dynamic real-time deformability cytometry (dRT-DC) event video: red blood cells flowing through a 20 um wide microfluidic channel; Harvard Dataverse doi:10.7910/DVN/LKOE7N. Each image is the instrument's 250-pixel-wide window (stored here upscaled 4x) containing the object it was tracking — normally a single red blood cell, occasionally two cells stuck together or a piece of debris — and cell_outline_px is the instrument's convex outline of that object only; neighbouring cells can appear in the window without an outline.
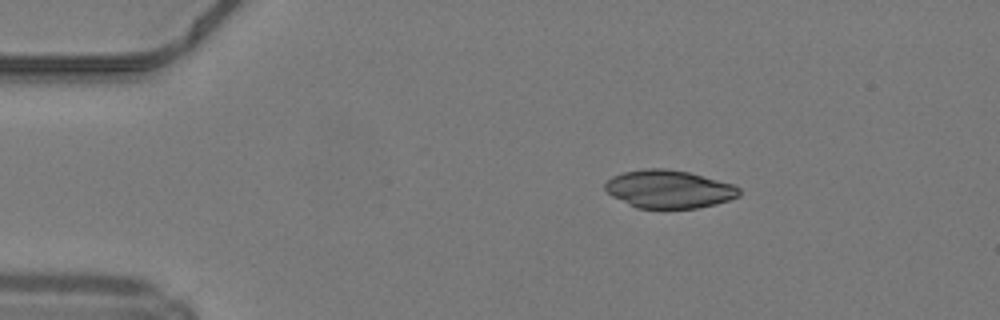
{"species": "common noctule bat (a hibernating species)", "species_latin": "Nyctalus noctula", "temperature_condition": "warm", "stored_images_in_passage": 36, "camera_frame_rate_fps": 3000, "um_per_image_px": 0.085, "animal": {"sex": "male", "body_mass_g": 19.2, "forearm_length_mm": 51.8}, "frame": {"image": 1, "passage_image": 1, "time_ms": 0.0, "image_size_px": [1000, 320], "cell_outline_px": [[740, 196], [716, 204], [696, 208], [636, 208], [612, 196], [604, 188], [604, 184], [612, 176], [624, 172], [648, 168], [664, 168], [688, 172], [732, 184], [740, 188]], "centroid_in_image_um": [56.85, 16.08], "position_along_channel_um": 28.2, "area_um2": 29.54}}